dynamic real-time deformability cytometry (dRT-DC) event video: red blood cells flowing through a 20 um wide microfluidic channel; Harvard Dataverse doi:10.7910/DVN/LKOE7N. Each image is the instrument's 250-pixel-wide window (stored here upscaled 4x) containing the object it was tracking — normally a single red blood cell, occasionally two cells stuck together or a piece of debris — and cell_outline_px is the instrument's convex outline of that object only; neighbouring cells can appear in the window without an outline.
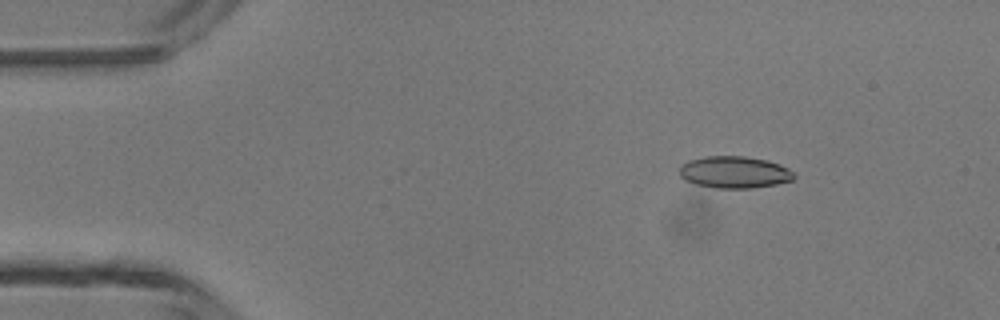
{"species": "common noctule bat (a hibernating species)", "species_latin": "Nyctalus noctula", "temperature_condition": "room temperature", "stored_images_in_passage": 48, "camera_frame_rate_fps": 3000, "um_per_image_px": 0.085, "animal": {"sex": "male", "body_mass_g": 13.3}, "frame": {"image": 1, "passage_image": 7, "time_ms": 2.0, "image_size_px": [1000, 320], "cell_outline_px": [[796, 176], [792, 180], [776, 184], [752, 188], [716, 188], [696, 184], [684, 180], [680, 176], [680, 164], [688, 160], [704, 156], [744, 156], [768, 160], [780, 164], [788, 168]], "centroid_in_image_um": [62.41, 14.63], "position_along_channel_um": 22.6, "area_um2": 21.44}}
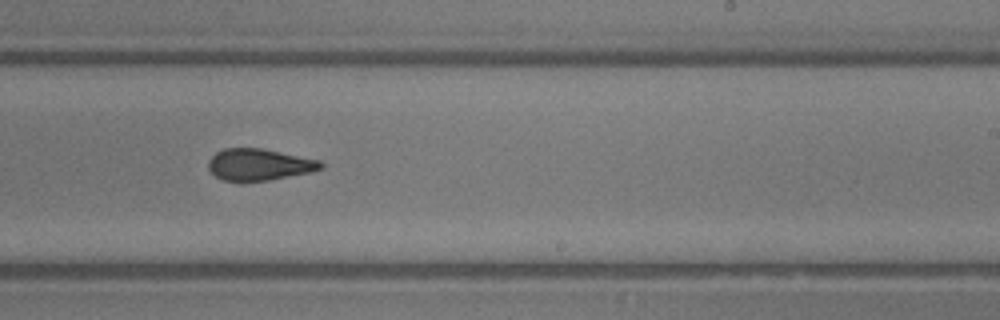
{"frame": {"image": 2, "passage_image": 29, "time_ms": 9.333, "image_size_px": [1000, 320], "cell_outline_px": [[324, 168], [312, 172], [268, 180], [220, 180], [208, 168], [208, 160], [216, 152], [224, 148], [260, 148], [320, 160], [324, 164]], "centroid_in_image_um": [22.04, 13.98], "position_along_channel_um": 267.0, "area_um2": 20.58}}
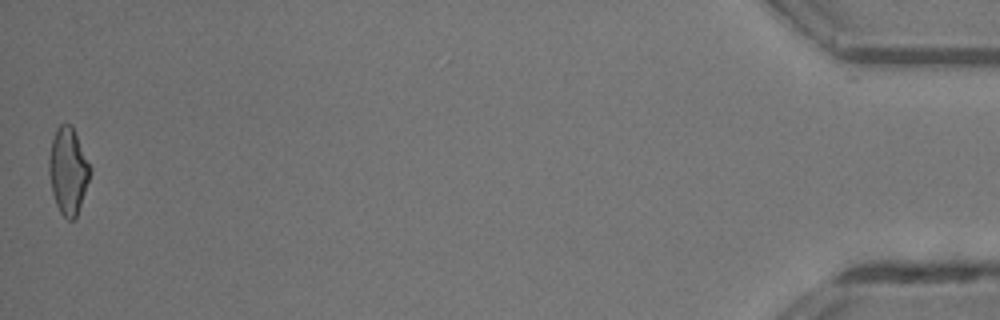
{"frame": {"image": 3, "passage_image": 47, "time_ms": 15.333, "image_size_px": [1000, 320], "cell_outline_px": [[92, 172], [76, 216], [72, 220], [68, 220], [60, 212], [56, 204], [52, 192], [48, 172], [48, 160], [52, 140], [56, 128], [60, 124], [72, 124], [92, 168]], "centroid_in_image_um": [5.79, 14.49], "position_along_channel_um": 429.4, "area_um2": 20.87}, "authors_computed_cell_mechanics": {"area_um2": 21.2126, "velocity_mm_per_s": 4.3971, "shape_relaxation_time_tau1_ms": 5.4027, "shape_relaxation_time_tau2_ms": 1.7608, "deformation_change_tau1": 0.1568, "deformation_change_tau2": 0.0908}}